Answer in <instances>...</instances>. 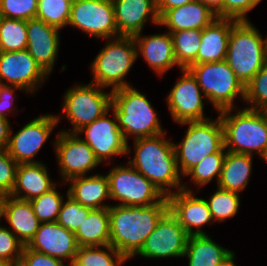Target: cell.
I'll use <instances>...</instances> for the list:
<instances>
[{
    "instance_id": "cell-25",
    "label": "cell",
    "mask_w": 267,
    "mask_h": 266,
    "mask_svg": "<svg viewBox=\"0 0 267 266\" xmlns=\"http://www.w3.org/2000/svg\"><path fill=\"white\" fill-rule=\"evenodd\" d=\"M137 55L142 54L148 65L158 74L162 75L176 62L174 47L170 32L142 37L141 33L133 36ZM140 51V53H139Z\"/></svg>"
},
{
    "instance_id": "cell-34",
    "label": "cell",
    "mask_w": 267,
    "mask_h": 266,
    "mask_svg": "<svg viewBox=\"0 0 267 266\" xmlns=\"http://www.w3.org/2000/svg\"><path fill=\"white\" fill-rule=\"evenodd\" d=\"M225 148L206 156L200 163L189 169L183 176H190L192 182L199 186L208 184L214 177L219 181L225 159Z\"/></svg>"
},
{
    "instance_id": "cell-44",
    "label": "cell",
    "mask_w": 267,
    "mask_h": 266,
    "mask_svg": "<svg viewBox=\"0 0 267 266\" xmlns=\"http://www.w3.org/2000/svg\"><path fill=\"white\" fill-rule=\"evenodd\" d=\"M262 0H224L223 17L238 21L248 20L246 14Z\"/></svg>"
},
{
    "instance_id": "cell-39",
    "label": "cell",
    "mask_w": 267,
    "mask_h": 266,
    "mask_svg": "<svg viewBox=\"0 0 267 266\" xmlns=\"http://www.w3.org/2000/svg\"><path fill=\"white\" fill-rule=\"evenodd\" d=\"M91 210V208L76 202L69 196L67 191V201L63 202L56 222L64 228L75 232Z\"/></svg>"
},
{
    "instance_id": "cell-37",
    "label": "cell",
    "mask_w": 267,
    "mask_h": 266,
    "mask_svg": "<svg viewBox=\"0 0 267 266\" xmlns=\"http://www.w3.org/2000/svg\"><path fill=\"white\" fill-rule=\"evenodd\" d=\"M34 213L41 223L56 222L63 204V196L56 191V185L48 192L30 200Z\"/></svg>"
},
{
    "instance_id": "cell-15",
    "label": "cell",
    "mask_w": 267,
    "mask_h": 266,
    "mask_svg": "<svg viewBox=\"0 0 267 266\" xmlns=\"http://www.w3.org/2000/svg\"><path fill=\"white\" fill-rule=\"evenodd\" d=\"M109 110L94 122L83 126L77 134L85 131L86 142L94 151L100 163L112 158L113 155H124L130 153V146L125 141L120 128L118 127L117 117L113 114L114 120L106 118Z\"/></svg>"
},
{
    "instance_id": "cell-7",
    "label": "cell",
    "mask_w": 267,
    "mask_h": 266,
    "mask_svg": "<svg viewBox=\"0 0 267 266\" xmlns=\"http://www.w3.org/2000/svg\"><path fill=\"white\" fill-rule=\"evenodd\" d=\"M110 42V43H109ZM136 44L133 36L111 38L91 64L92 83L116 90L130 86L124 79L137 59Z\"/></svg>"
},
{
    "instance_id": "cell-5",
    "label": "cell",
    "mask_w": 267,
    "mask_h": 266,
    "mask_svg": "<svg viewBox=\"0 0 267 266\" xmlns=\"http://www.w3.org/2000/svg\"><path fill=\"white\" fill-rule=\"evenodd\" d=\"M252 25L241 20L232 26L225 59L244 86L267 63V38Z\"/></svg>"
},
{
    "instance_id": "cell-26",
    "label": "cell",
    "mask_w": 267,
    "mask_h": 266,
    "mask_svg": "<svg viewBox=\"0 0 267 266\" xmlns=\"http://www.w3.org/2000/svg\"><path fill=\"white\" fill-rule=\"evenodd\" d=\"M48 174L46 166L40 162L18 164L16 183L10 196L30 201L48 192L56 185L51 181ZM21 192L25 194L20 195Z\"/></svg>"
},
{
    "instance_id": "cell-50",
    "label": "cell",
    "mask_w": 267,
    "mask_h": 266,
    "mask_svg": "<svg viewBox=\"0 0 267 266\" xmlns=\"http://www.w3.org/2000/svg\"><path fill=\"white\" fill-rule=\"evenodd\" d=\"M0 266H8V265H6V264L3 263V262H0Z\"/></svg>"
},
{
    "instance_id": "cell-12",
    "label": "cell",
    "mask_w": 267,
    "mask_h": 266,
    "mask_svg": "<svg viewBox=\"0 0 267 266\" xmlns=\"http://www.w3.org/2000/svg\"><path fill=\"white\" fill-rule=\"evenodd\" d=\"M189 236L168 210L149 234L137 255L146 258L183 257Z\"/></svg>"
},
{
    "instance_id": "cell-27",
    "label": "cell",
    "mask_w": 267,
    "mask_h": 266,
    "mask_svg": "<svg viewBox=\"0 0 267 266\" xmlns=\"http://www.w3.org/2000/svg\"><path fill=\"white\" fill-rule=\"evenodd\" d=\"M69 181L72 184L68 193L76 202L91 209L110 207V205L102 204L105 198L110 199L107 175L78 176Z\"/></svg>"
},
{
    "instance_id": "cell-36",
    "label": "cell",
    "mask_w": 267,
    "mask_h": 266,
    "mask_svg": "<svg viewBox=\"0 0 267 266\" xmlns=\"http://www.w3.org/2000/svg\"><path fill=\"white\" fill-rule=\"evenodd\" d=\"M240 193L217 188V191L206 200L214 221L223 222L236 215L240 206Z\"/></svg>"
},
{
    "instance_id": "cell-21",
    "label": "cell",
    "mask_w": 267,
    "mask_h": 266,
    "mask_svg": "<svg viewBox=\"0 0 267 266\" xmlns=\"http://www.w3.org/2000/svg\"><path fill=\"white\" fill-rule=\"evenodd\" d=\"M118 36H135L142 33L149 18L159 25L156 0H112Z\"/></svg>"
},
{
    "instance_id": "cell-13",
    "label": "cell",
    "mask_w": 267,
    "mask_h": 266,
    "mask_svg": "<svg viewBox=\"0 0 267 266\" xmlns=\"http://www.w3.org/2000/svg\"><path fill=\"white\" fill-rule=\"evenodd\" d=\"M53 144L64 182L73 177L86 176L100 164L94 151L77 133L61 131Z\"/></svg>"
},
{
    "instance_id": "cell-2",
    "label": "cell",
    "mask_w": 267,
    "mask_h": 266,
    "mask_svg": "<svg viewBox=\"0 0 267 266\" xmlns=\"http://www.w3.org/2000/svg\"><path fill=\"white\" fill-rule=\"evenodd\" d=\"M165 132L152 137L134 140L135 155L128 161L165 196L173 194L172 188L183 189L177 167L173 142L164 138ZM171 188V189H170Z\"/></svg>"
},
{
    "instance_id": "cell-48",
    "label": "cell",
    "mask_w": 267,
    "mask_h": 266,
    "mask_svg": "<svg viewBox=\"0 0 267 266\" xmlns=\"http://www.w3.org/2000/svg\"><path fill=\"white\" fill-rule=\"evenodd\" d=\"M199 1L207 5L217 15V17H223L224 0H199Z\"/></svg>"
},
{
    "instance_id": "cell-28",
    "label": "cell",
    "mask_w": 267,
    "mask_h": 266,
    "mask_svg": "<svg viewBox=\"0 0 267 266\" xmlns=\"http://www.w3.org/2000/svg\"><path fill=\"white\" fill-rule=\"evenodd\" d=\"M78 247L110 243L109 208L92 209L74 232Z\"/></svg>"
},
{
    "instance_id": "cell-22",
    "label": "cell",
    "mask_w": 267,
    "mask_h": 266,
    "mask_svg": "<svg viewBox=\"0 0 267 266\" xmlns=\"http://www.w3.org/2000/svg\"><path fill=\"white\" fill-rule=\"evenodd\" d=\"M4 217L17 238L27 245L39 229L40 221L34 213L30 201L20 200L10 195L0 197V218Z\"/></svg>"
},
{
    "instance_id": "cell-46",
    "label": "cell",
    "mask_w": 267,
    "mask_h": 266,
    "mask_svg": "<svg viewBox=\"0 0 267 266\" xmlns=\"http://www.w3.org/2000/svg\"><path fill=\"white\" fill-rule=\"evenodd\" d=\"M196 0H156V8L159 17L166 11L175 7L183 6Z\"/></svg>"
},
{
    "instance_id": "cell-18",
    "label": "cell",
    "mask_w": 267,
    "mask_h": 266,
    "mask_svg": "<svg viewBox=\"0 0 267 266\" xmlns=\"http://www.w3.org/2000/svg\"><path fill=\"white\" fill-rule=\"evenodd\" d=\"M167 199L169 211L189 235H206L201 227L214 220L205 199L194 197L186 185H183L182 190L174 191ZM193 227L197 228L196 231Z\"/></svg>"
},
{
    "instance_id": "cell-24",
    "label": "cell",
    "mask_w": 267,
    "mask_h": 266,
    "mask_svg": "<svg viewBox=\"0 0 267 266\" xmlns=\"http://www.w3.org/2000/svg\"><path fill=\"white\" fill-rule=\"evenodd\" d=\"M237 21L232 18L217 17L202 30L197 64L226 59L230 31Z\"/></svg>"
},
{
    "instance_id": "cell-6",
    "label": "cell",
    "mask_w": 267,
    "mask_h": 266,
    "mask_svg": "<svg viewBox=\"0 0 267 266\" xmlns=\"http://www.w3.org/2000/svg\"><path fill=\"white\" fill-rule=\"evenodd\" d=\"M179 124H188L183 141L173 143L177 167L182 176L206 156L217 153L224 147V131L219 116L214 121L209 118Z\"/></svg>"
},
{
    "instance_id": "cell-8",
    "label": "cell",
    "mask_w": 267,
    "mask_h": 266,
    "mask_svg": "<svg viewBox=\"0 0 267 266\" xmlns=\"http://www.w3.org/2000/svg\"><path fill=\"white\" fill-rule=\"evenodd\" d=\"M197 79L205 98L218 112L234 109L238 95L244 100L245 86L237 78L226 60L214 63L193 64L188 68Z\"/></svg>"
},
{
    "instance_id": "cell-31",
    "label": "cell",
    "mask_w": 267,
    "mask_h": 266,
    "mask_svg": "<svg viewBox=\"0 0 267 266\" xmlns=\"http://www.w3.org/2000/svg\"><path fill=\"white\" fill-rule=\"evenodd\" d=\"M176 62L180 69L197 64V53L201 43L202 30L190 29L170 32Z\"/></svg>"
},
{
    "instance_id": "cell-3",
    "label": "cell",
    "mask_w": 267,
    "mask_h": 266,
    "mask_svg": "<svg viewBox=\"0 0 267 266\" xmlns=\"http://www.w3.org/2000/svg\"><path fill=\"white\" fill-rule=\"evenodd\" d=\"M233 109L219 112L224 131L226 151L252 155L253 151L265 159L267 155V112L264 110Z\"/></svg>"
},
{
    "instance_id": "cell-45",
    "label": "cell",
    "mask_w": 267,
    "mask_h": 266,
    "mask_svg": "<svg viewBox=\"0 0 267 266\" xmlns=\"http://www.w3.org/2000/svg\"><path fill=\"white\" fill-rule=\"evenodd\" d=\"M21 89L17 86L0 84V116L7 118V111H12V104L14 100V90Z\"/></svg>"
},
{
    "instance_id": "cell-9",
    "label": "cell",
    "mask_w": 267,
    "mask_h": 266,
    "mask_svg": "<svg viewBox=\"0 0 267 266\" xmlns=\"http://www.w3.org/2000/svg\"><path fill=\"white\" fill-rule=\"evenodd\" d=\"M110 199L124 206H150L165 196L139 171L128 166H115L107 173Z\"/></svg>"
},
{
    "instance_id": "cell-41",
    "label": "cell",
    "mask_w": 267,
    "mask_h": 266,
    "mask_svg": "<svg viewBox=\"0 0 267 266\" xmlns=\"http://www.w3.org/2000/svg\"><path fill=\"white\" fill-rule=\"evenodd\" d=\"M38 0H0V15L8 19L36 18Z\"/></svg>"
},
{
    "instance_id": "cell-42",
    "label": "cell",
    "mask_w": 267,
    "mask_h": 266,
    "mask_svg": "<svg viewBox=\"0 0 267 266\" xmlns=\"http://www.w3.org/2000/svg\"><path fill=\"white\" fill-rule=\"evenodd\" d=\"M18 163L7 150H0V197L10 195L16 183Z\"/></svg>"
},
{
    "instance_id": "cell-32",
    "label": "cell",
    "mask_w": 267,
    "mask_h": 266,
    "mask_svg": "<svg viewBox=\"0 0 267 266\" xmlns=\"http://www.w3.org/2000/svg\"><path fill=\"white\" fill-rule=\"evenodd\" d=\"M78 247L70 266H121L127 261L112 245ZM115 258V259H114Z\"/></svg>"
},
{
    "instance_id": "cell-10",
    "label": "cell",
    "mask_w": 267,
    "mask_h": 266,
    "mask_svg": "<svg viewBox=\"0 0 267 266\" xmlns=\"http://www.w3.org/2000/svg\"><path fill=\"white\" fill-rule=\"evenodd\" d=\"M101 88L90 82L67 90L62 108L73 129L65 132L77 133L111 109L112 91L105 93Z\"/></svg>"
},
{
    "instance_id": "cell-1",
    "label": "cell",
    "mask_w": 267,
    "mask_h": 266,
    "mask_svg": "<svg viewBox=\"0 0 267 266\" xmlns=\"http://www.w3.org/2000/svg\"><path fill=\"white\" fill-rule=\"evenodd\" d=\"M168 210L167 197L150 206H110L109 244L118 250L125 259L134 257Z\"/></svg>"
},
{
    "instance_id": "cell-38",
    "label": "cell",
    "mask_w": 267,
    "mask_h": 266,
    "mask_svg": "<svg viewBox=\"0 0 267 266\" xmlns=\"http://www.w3.org/2000/svg\"><path fill=\"white\" fill-rule=\"evenodd\" d=\"M244 101L252 106L253 110H267V63L245 86Z\"/></svg>"
},
{
    "instance_id": "cell-20",
    "label": "cell",
    "mask_w": 267,
    "mask_h": 266,
    "mask_svg": "<svg viewBox=\"0 0 267 266\" xmlns=\"http://www.w3.org/2000/svg\"><path fill=\"white\" fill-rule=\"evenodd\" d=\"M29 249L73 263L78 249L74 232L57 222L40 223L34 237L26 245Z\"/></svg>"
},
{
    "instance_id": "cell-30",
    "label": "cell",
    "mask_w": 267,
    "mask_h": 266,
    "mask_svg": "<svg viewBox=\"0 0 267 266\" xmlns=\"http://www.w3.org/2000/svg\"><path fill=\"white\" fill-rule=\"evenodd\" d=\"M232 251L216 244L207 234L190 235L184 256L189 266H218Z\"/></svg>"
},
{
    "instance_id": "cell-49",
    "label": "cell",
    "mask_w": 267,
    "mask_h": 266,
    "mask_svg": "<svg viewBox=\"0 0 267 266\" xmlns=\"http://www.w3.org/2000/svg\"><path fill=\"white\" fill-rule=\"evenodd\" d=\"M235 253H231L227 258H225L218 266H236L234 264V258H235Z\"/></svg>"
},
{
    "instance_id": "cell-29",
    "label": "cell",
    "mask_w": 267,
    "mask_h": 266,
    "mask_svg": "<svg viewBox=\"0 0 267 266\" xmlns=\"http://www.w3.org/2000/svg\"><path fill=\"white\" fill-rule=\"evenodd\" d=\"M252 157L251 155L226 151L217 187L236 193L244 190L248 185L252 170Z\"/></svg>"
},
{
    "instance_id": "cell-47",
    "label": "cell",
    "mask_w": 267,
    "mask_h": 266,
    "mask_svg": "<svg viewBox=\"0 0 267 266\" xmlns=\"http://www.w3.org/2000/svg\"><path fill=\"white\" fill-rule=\"evenodd\" d=\"M11 126L9 120L0 116V150H7Z\"/></svg>"
},
{
    "instance_id": "cell-16",
    "label": "cell",
    "mask_w": 267,
    "mask_h": 266,
    "mask_svg": "<svg viewBox=\"0 0 267 266\" xmlns=\"http://www.w3.org/2000/svg\"><path fill=\"white\" fill-rule=\"evenodd\" d=\"M184 74L170 90L167 96L168 108L172 119L177 123L188 121H202L204 117V103L197 79L189 69H180Z\"/></svg>"
},
{
    "instance_id": "cell-35",
    "label": "cell",
    "mask_w": 267,
    "mask_h": 266,
    "mask_svg": "<svg viewBox=\"0 0 267 266\" xmlns=\"http://www.w3.org/2000/svg\"><path fill=\"white\" fill-rule=\"evenodd\" d=\"M73 0H38L36 18L58 29L68 25Z\"/></svg>"
},
{
    "instance_id": "cell-17",
    "label": "cell",
    "mask_w": 267,
    "mask_h": 266,
    "mask_svg": "<svg viewBox=\"0 0 267 266\" xmlns=\"http://www.w3.org/2000/svg\"><path fill=\"white\" fill-rule=\"evenodd\" d=\"M47 76L27 50L0 52V84L35 92Z\"/></svg>"
},
{
    "instance_id": "cell-33",
    "label": "cell",
    "mask_w": 267,
    "mask_h": 266,
    "mask_svg": "<svg viewBox=\"0 0 267 266\" xmlns=\"http://www.w3.org/2000/svg\"><path fill=\"white\" fill-rule=\"evenodd\" d=\"M26 49V20L2 17L0 21V52H16Z\"/></svg>"
},
{
    "instance_id": "cell-43",
    "label": "cell",
    "mask_w": 267,
    "mask_h": 266,
    "mask_svg": "<svg viewBox=\"0 0 267 266\" xmlns=\"http://www.w3.org/2000/svg\"><path fill=\"white\" fill-rule=\"evenodd\" d=\"M18 266H69L65 265L64 261L47 254H43L32 249L26 245L23 248L22 255Z\"/></svg>"
},
{
    "instance_id": "cell-40",
    "label": "cell",
    "mask_w": 267,
    "mask_h": 266,
    "mask_svg": "<svg viewBox=\"0 0 267 266\" xmlns=\"http://www.w3.org/2000/svg\"><path fill=\"white\" fill-rule=\"evenodd\" d=\"M24 246L11 230L0 226V262L18 266Z\"/></svg>"
},
{
    "instance_id": "cell-14",
    "label": "cell",
    "mask_w": 267,
    "mask_h": 266,
    "mask_svg": "<svg viewBox=\"0 0 267 266\" xmlns=\"http://www.w3.org/2000/svg\"><path fill=\"white\" fill-rule=\"evenodd\" d=\"M59 121L60 117L46 114L24 125L13 136L10 130L7 152L18 164L38 163L33 158Z\"/></svg>"
},
{
    "instance_id": "cell-23",
    "label": "cell",
    "mask_w": 267,
    "mask_h": 266,
    "mask_svg": "<svg viewBox=\"0 0 267 266\" xmlns=\"http://www.w3.org/2000/svg\"><path fill=\"white\" fill-rule=\"evenodd\" d=\"M217 15L199 0L187 3L183 6L166 10L159 17V25L166 26L169 32L180 30H203Z\"/></svg>"
},
{
    "instance_id": "cell-4",
    "label": "cell",
    "mask_w": 267,
    "mask_h": 266,
    "mask_svg": "<svg viewBox=\"0 0 267 266\" xmlns=\"http://www.w3.org/2000/svg\"><path fill=\"white\" fill-rule=\"evenodd\" d=\"M111 108L126 142L130 135L135 140L164 133L151 103L132 86L112 91Z\"/></svg>"
},
{
    "instance_id": "cell-11",
    "label": "cell",
    "mask_w": 267,
    "mask_h": 266,
    "mask_svg": "<svg viewBox=\"0 0 267 266\" xmlns=\"http://www.w3.org/2000/svg\"><path fill=\"white\" fill-rule=\"evenodd\" d=\"M68 25L97 39L118 37L112 0H73Z\"/></svg>"
},
{
    "instance_id": "cell-19",
    "label": "cell",
    "mask_w": 267,
    "mask_h": 266,
    "mask_svg": "<svg viewBox=\"0 0 267 266\" xmlns=\"http://www.w3.org/2000/svg\"><path fill=\"white\" fill-rule=\"evenodd\" d=\"M26 27V50L39 66L50 75L59 50L60 29L48 25L38 18L27 20Z\"/></svg>"
}]
</instances>
